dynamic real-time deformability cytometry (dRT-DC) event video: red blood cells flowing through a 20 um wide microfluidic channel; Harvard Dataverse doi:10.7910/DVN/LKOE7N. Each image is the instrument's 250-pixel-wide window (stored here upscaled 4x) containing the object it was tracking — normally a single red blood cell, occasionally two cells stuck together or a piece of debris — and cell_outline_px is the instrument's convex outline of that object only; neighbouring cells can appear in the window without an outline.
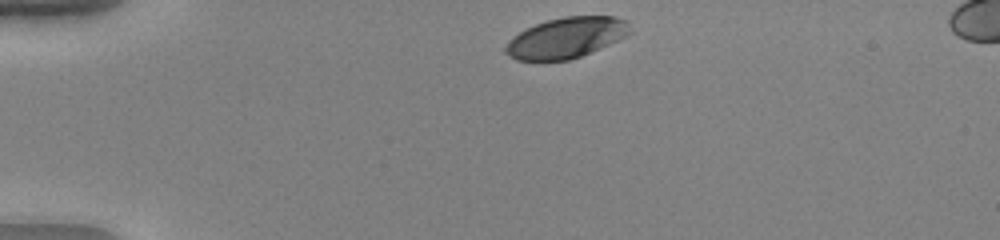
{"species": "human", "species_latin": "Homo sapiens", "temperature_condition": "warm", "stored_images_in_passage": 35, "camera_frame_rate_fps": 3000, "um_per_image_px": 0.085, "donor": {"sex": "female"}, "frame": {"image": 1, "passage_image": 1, "time_ms": 0.0, "image_size_px": [1000, 240], "cell_outline_px": [[632, 32], [628, 36], [600, 48], [580, 56], [568, 60], [516, 60], [508, 56], [504, 52], [504, 48], [508, 40], [512, 36], [536, 24], [548, 20], [564, 16], [616, 16], [628, 20]], "centroid_in_image_um": [48.16, 3.2], "position_along_channel_um": 36.8, "area_um2": 29.59}}
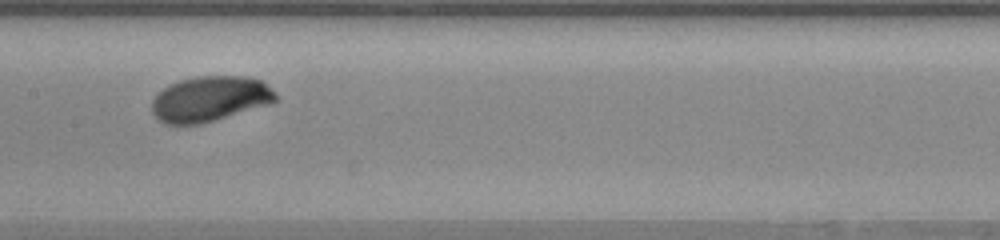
{"frame": {"image": 2, "passage_image": 17, "time_ms": 5.333, "image_size_px": [1000, 240], "cell_outline_px": [[276, 100], [268, 104], [200, 124], [164, 124], [152, 112], [152, 100], [164, 88], [180, 80], [196, 76], [244, 76], [260, 80], [276, 96]], "centroid_in_image_um": [17.79, 8.4], "position_along_channel_um": 189.6, "area_um2": 31.96}}
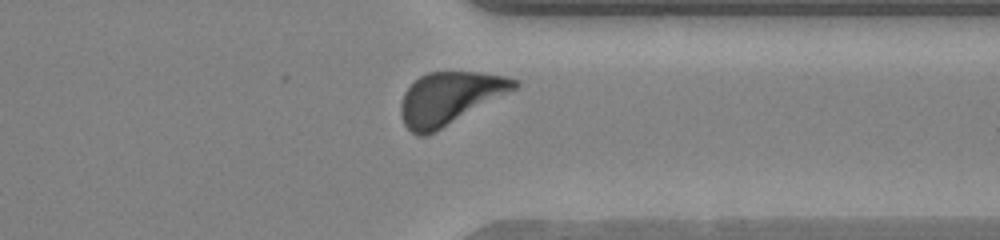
{"frame": {"image": 3, "passage_image": 31, "time_ms": 10.0, "image_size_px": [1000, 240], "cell_outline_px": [[520, 84], [516, 88], [436, 132], [428, 136], [416, 136], [404, 124], [400, 116], [400, 104], [404, 92], [420, 76], [428, 72], [480, 72], [504, 76], [520, 80]], "centroid_in_image_um": [38.19, 8.36], "position_along_channel_um": 373.2, "area_um2": 34.62}, "authors_computed_cell_mechanics": {"area_um2": 32.657, "velocity_mm_per_s": 3.9387, "shape_relaxation_time_tau1_ms": 1.7581, "shape_relaxation_time_tau2_ms": null, "deformation_change_tau1": 0.1336, "deformation_change_tau2": null}}